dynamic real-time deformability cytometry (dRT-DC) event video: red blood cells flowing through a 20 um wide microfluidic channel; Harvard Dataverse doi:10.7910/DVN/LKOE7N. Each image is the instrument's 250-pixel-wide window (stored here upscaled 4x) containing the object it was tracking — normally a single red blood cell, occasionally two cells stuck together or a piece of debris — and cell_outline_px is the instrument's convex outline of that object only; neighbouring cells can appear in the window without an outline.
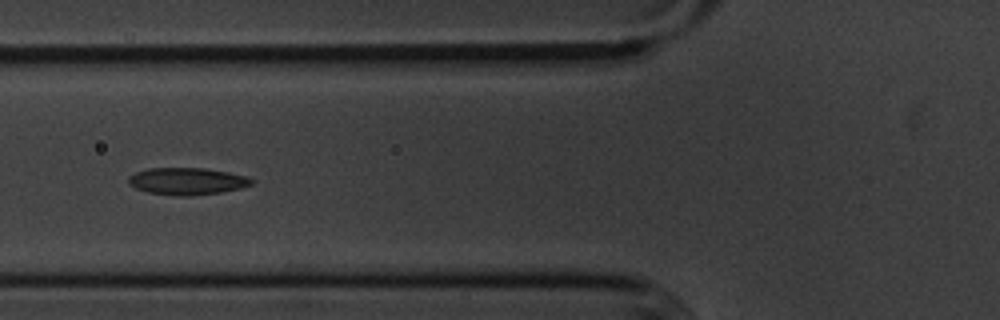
{"species": "common noctule bat (a hibernating species)", "species_latin": "Nyctalus noctula", "temperature_condition": "cold", "stored_images_in_passage": 7, "camera_frame_rate_fps": 3000, "um_per_image_px": 0.085, "animal": {"sex": "male", "body_mass_g": 20.1, "forearm_length_mm": 53.5}, "frame": {"image": 1, "passage_image": 6, "time_ms": 6.0, "image_size_px": [1000, 320], "cell_outline_px": [[252, 184], [240, 188], [220, 192], [188, 196], [180, 196], [148, 192], [136, 188], [128, 184], [128, 176], [136, 172], [148, 168], [204, 168], [228, 172], [248, 176], [252, 180]], "centroid_in_image_um": [15.88, 15.39], "position_along_channel_um": 109.9, "area_um2": 19.31}}
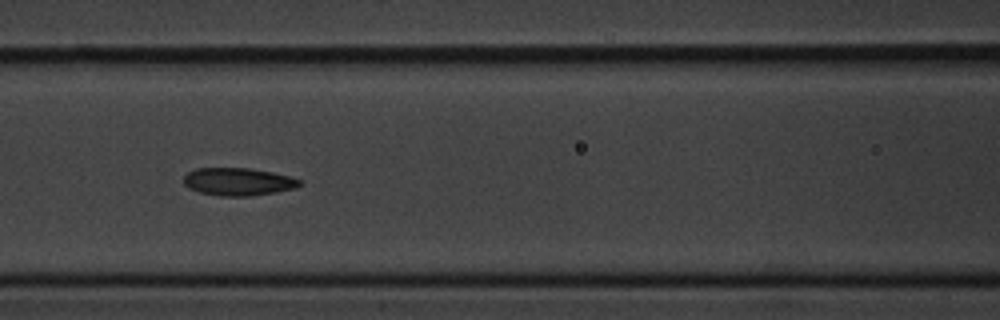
{"frame": {"image": 2, "passage_image": 7, "time_ms": 7.0, "image_size_px": [1000, 320], "cell_outline_px": [[300, 184], [296, 188], [276, 192], [248, 196], [220, 196], [200, 192], [188, 188], [184, 184], [184, 176], [188, 172], [196, 168], [248, 168], [272, 172], [288, 176], [300, 180]], "centroid_in_image_um": [20.21, 15.44], "position_along_channel_um": 146.4, "area_um2": 18.61}}